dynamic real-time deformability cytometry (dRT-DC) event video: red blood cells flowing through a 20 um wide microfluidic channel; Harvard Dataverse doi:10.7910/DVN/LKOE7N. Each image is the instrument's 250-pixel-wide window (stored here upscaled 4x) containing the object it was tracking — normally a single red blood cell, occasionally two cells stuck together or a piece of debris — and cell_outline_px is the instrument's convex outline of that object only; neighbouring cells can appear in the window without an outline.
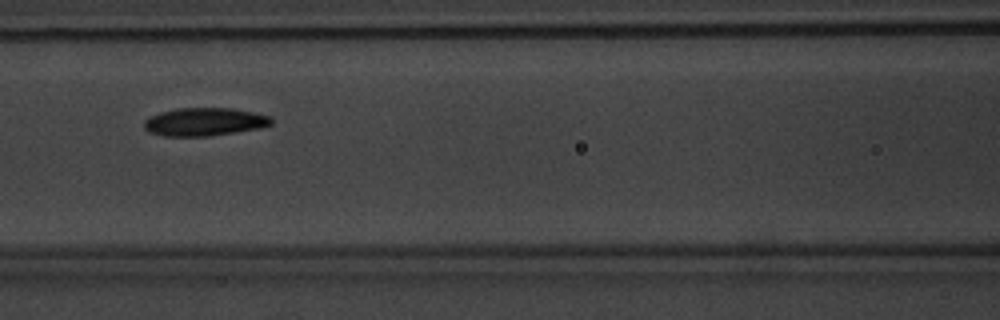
{"species": "common noctule bat (a hibernating species)", "species_latin": "Nyctalus noctula", "temperature_condition": "warm", "stored_images_in_passage": 9, "camera_frame_rate_fps": 3000, "um_per_image_px": 0.085, "animal": {"sex": "male", "body_mass_g": 20.1, "forearm_length_mm": 53.5}, "frame": {"image": 1, "passage_image": 7, "time_ms": 7.0, "image_size_px": [1000, 320], "cell_outline_px": [[272, 124], [260, 128], [212, 136], [164, 136], [148, 132], [144, 128], [144, 120], [148, 116], [160, 112], [176, 108], [232, 108], [252, 112], [268, 116], [272, 120]], "centroid_in_image_um": [17.33, 10.36], "position_along_channel_um": 149.3, "area_um2": 20.92}}